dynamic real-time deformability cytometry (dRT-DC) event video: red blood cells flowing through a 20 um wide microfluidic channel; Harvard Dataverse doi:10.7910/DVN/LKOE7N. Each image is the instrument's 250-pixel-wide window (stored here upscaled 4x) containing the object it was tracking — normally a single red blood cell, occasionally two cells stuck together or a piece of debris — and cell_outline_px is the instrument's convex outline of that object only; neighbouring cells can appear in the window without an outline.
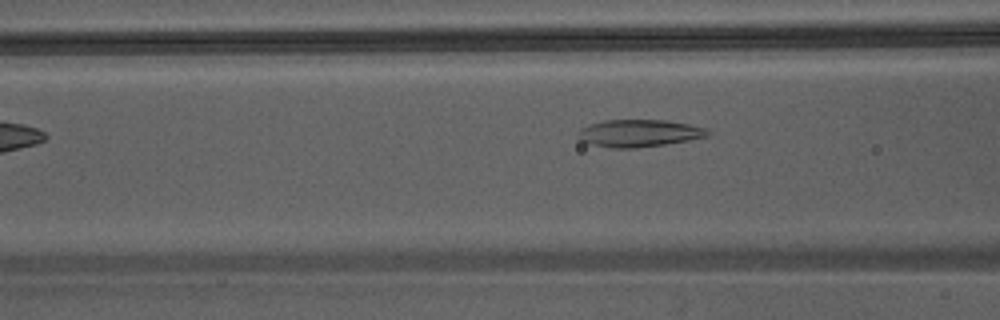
{"species": "Egyptian fruit bat (a non-hibernating species)", "species_latin": "Rousettus aegyptiacus", "temperature_condition": "warm", "stored_images_in_passage": 6, "camera_frame_rate_fps": 3000, "um_per_image_px": 0.085, "animal": {"sex": "male"}, "frame": {"image": 1, "passage_image": 5, "time_ms": 5.0, "image_size_px": [1000, 320], "cell_outline_px": [[712, 132], [708, 136], [688, 140], [664, 144], [636, 148], [612, 148], [592, 144], [580, 140], [576, 132], [580, 128], [588, 124], [604, 120], [668, 120], [708, 128]], "centroid_in_image_um": [54.31, 11.31], "position_along_channel_um": 112.3, "area_um2": 20.75}}
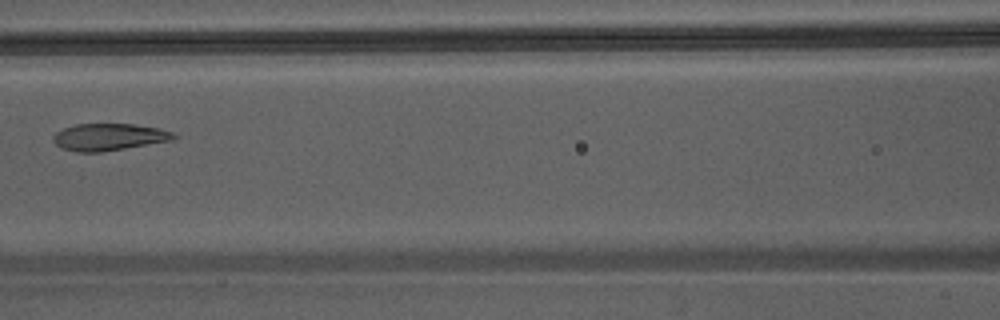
{"frame": {"image": 2, "passage_image": 6, "time_ms": 6.0, "image_size_px": [1000, 320], "cell_outline_px": [[180, 136], [172, 140], [100, 152], [76, 152], [64, 148], [56, 144], [52, 140], [52, 136], [56, 132], [64, 128], [76, 124], [132, 124], [156, 128], [172, 132]], "centroid_in_image_um": [9.24, 11.64], "position_along_channel_um": 157.4, "area_um2": 18.73}}